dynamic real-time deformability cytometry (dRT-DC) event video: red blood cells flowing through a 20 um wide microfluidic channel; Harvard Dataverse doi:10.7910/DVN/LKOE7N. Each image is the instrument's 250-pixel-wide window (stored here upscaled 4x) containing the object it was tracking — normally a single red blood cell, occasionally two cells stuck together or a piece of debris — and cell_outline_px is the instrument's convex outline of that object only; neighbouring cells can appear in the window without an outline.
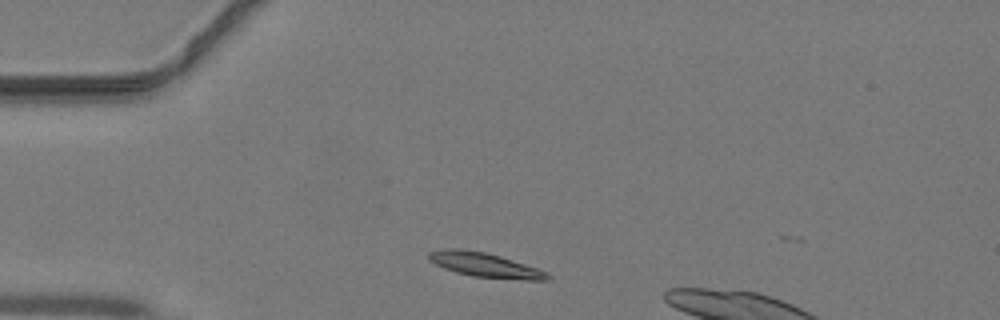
{"species": "common noctule bat (a hibernating species)", "species_latin": "Nyctalus noctula", "temperature_condition": "warm", "stored_images_in_passage": 35, "camera_frame_rate_fps": 3000, "um_per_image_px": 0.085, "animal": {"sex": "male", "body_mass_g": 19.2, "forearm_length_mm": 51.8}, "frame": {"image": 1, "passage_image": 1, "time_ms": 0.0, "image_size_px": [1000, 320], "cell_outline_px": [[552, 280], [524, 280], [472, 276], [456, 272], [444, 268], [428, 260], [428, 252], [444, 248], [460, 248], [484, 252], [500, 256], [548, 272], [552, 276]], "centroid_in_image_um": [41.22, 22.52], "position_along_channel_um": 43.8, "area_um2": 16.94}}
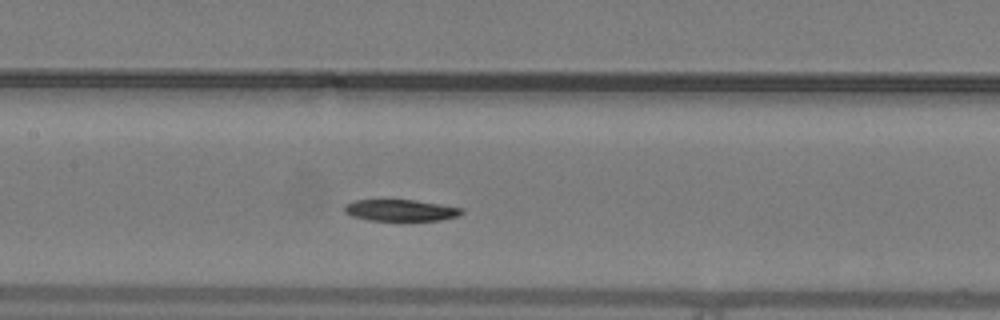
{"frame": {"image": 2, "passage_image": 11, "time_ms": 3.333, "image_size_px": [1000, 320], "cell_outline_px": [[464, 212], [456, 216], [440, 220], [368, 220], [352, 216], [344, 212], [344, 204], [356, 200], [416, 200], [464, 208]], "centroid_in_image_um": [34.04, 17.87], "position_along_channel_um": 173.4, "area_um2": 14.62}}
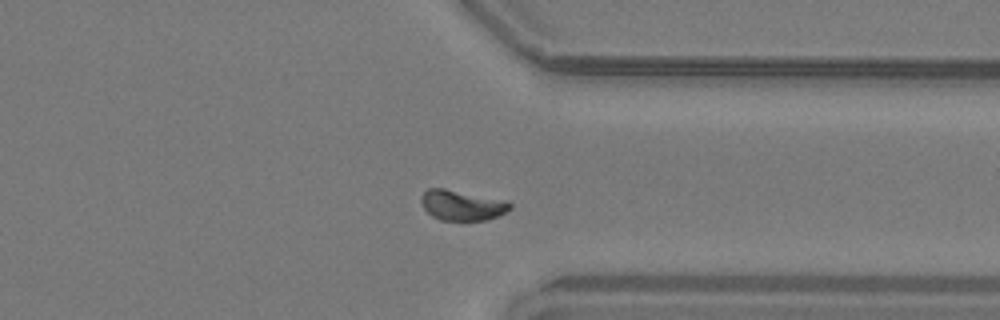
{"frame": {"image": 3, "passage_image": 24, "time_ms": 7.667, "image_size_px": [1000, 320], "cell_outline_px": [[512, 208], [496, 216], [484, 220], [440, 220], [432, 216], [424, 208], [420, 200], [420, 196], [428, 188], [444, 188], [508, 200], [512, 204]], "centroid_in_image_um": [39.26, 17.43], "position_along_channel_um": 372.1, "area_um2": 15.72}}